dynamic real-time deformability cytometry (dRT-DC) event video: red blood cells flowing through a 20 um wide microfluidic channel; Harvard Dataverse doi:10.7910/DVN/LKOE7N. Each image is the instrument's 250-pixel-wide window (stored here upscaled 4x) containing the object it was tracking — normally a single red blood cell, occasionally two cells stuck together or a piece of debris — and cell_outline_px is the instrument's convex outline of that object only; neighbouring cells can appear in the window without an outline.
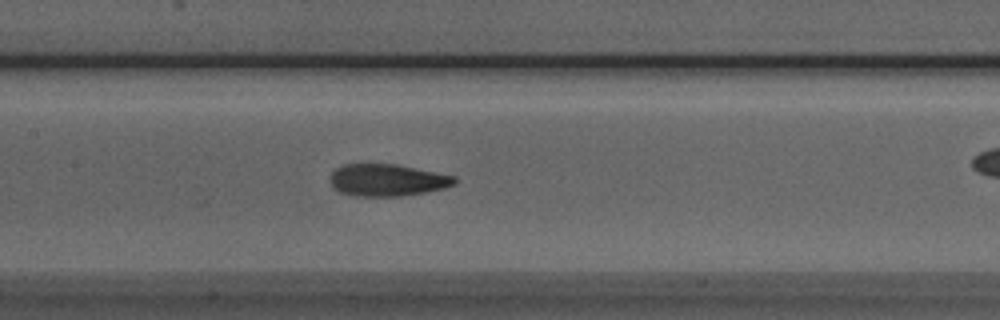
{"species": "Egyptian fruit bat (a non-hibernating species)", "species_latin": "Rousettus aegyptiacus", "temperature_condition": "room temperature", "stored_images_in_passage": 32, "camera_frame_rate_fps": 3000, "um_per_image_px": 0.085, "animal": {"sex": "male"}, "frame": {"image": 1, "passage_image": 14, "time_ms": 4.333, "image_size_px": [1000, 320], "cell_outline_px": [[456, 184], [444, 188], [424, 192], [400, 196], [356, 196], [340, 192], [332, 184], [332, 172], [336, 168], [344, 164], [396, 164], [456, 176]], "centroid_in_image_um": [32.95, 15.3], "position_along_channel_um": 174.5, "area_um2": 23.0}}
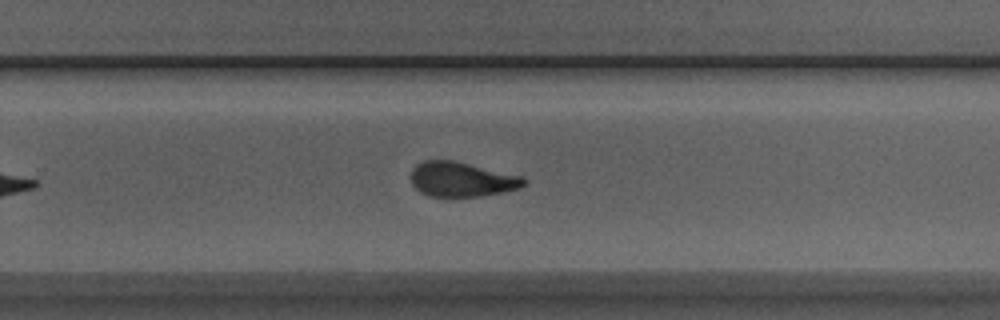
{"frame": {"image": 2, "passage_image": 23, "time_ms": 7.333, "image_size_px": [1000, 320], "cell_outline_px": [[528, 180], [520, 188], [480, 196], [428, 196], [420, 192], [412, 184], [412, 168], [416, 164], [424, 160], [452, 160], [524, 176]], "centroid_in_image_um": [39.25, 15.23], "position_along_channel_um": 290.6, "area_um2": 22.77}}